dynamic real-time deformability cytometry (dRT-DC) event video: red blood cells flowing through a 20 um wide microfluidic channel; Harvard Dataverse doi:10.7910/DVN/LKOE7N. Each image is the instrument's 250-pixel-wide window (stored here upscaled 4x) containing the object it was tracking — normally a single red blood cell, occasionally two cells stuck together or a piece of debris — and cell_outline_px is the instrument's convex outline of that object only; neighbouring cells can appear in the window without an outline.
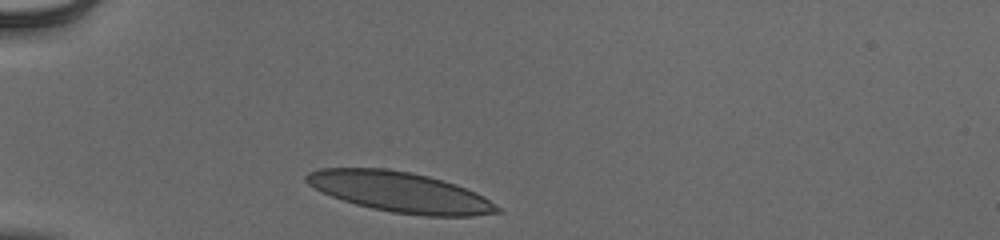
{"species": "human", "species_latin": "Homo sapiens", "temperature_condition": "cold", "stored_images_in_passage": 30, "camera_frame_rate_fps": 3000, "um_per_image_px": 0.085, "donor": {"sex": "male"}, "frame": {"image": 1, "passage_image": 1, "time_ms": 0.0, "image_size_px": [1000, 240], "cell_outline_px": [[504, 212], [472, 216], [424, 216], [392, 212], [372, 208], [356, 204], [332, 196], [308, 184], [304, 180], [304, 176], [308, 172], [320, 168], [388, 168], [412, 172], [444, 180], [456, 184], [476, 192], [484, 196], [504, 208]], "centroid_in_image_um": [34.08, 16.32], "position_along_channel_um": 50.9, "area_um2": 45.08}}
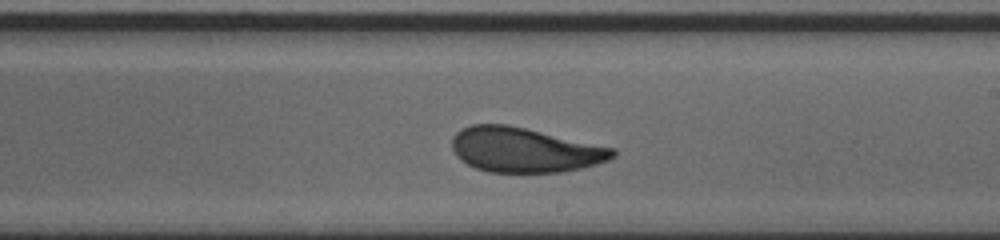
{"frame": {"image": 2, "passage_image": 18, "time_ms": 5.667, "image_size_px": [1000, 240], "cell_outline_px": [[616, 156], [608, 160], [596, 164], [580, 168], [560, 172], [488, 172], [476, 168], [460, 160], [456, 156], [452, 148], [452, 136], [460, 128], [472, 124], [508, 124], [616, 148]], "centroid_in_image_um": [44.57, 12.73], "position_along_channel_um": 244.4, "area_um2": 42.14}}
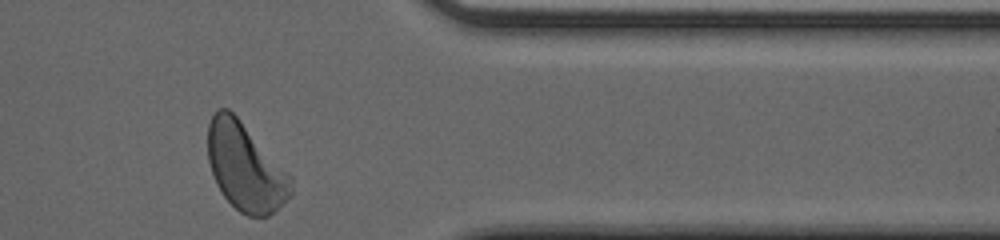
{"frame": {"image": 3, "passage_image": 30, "time_ms": 9.667, "image_size_px": [1000, 240], "cell_outline_px": [[292, 196], [268, 216], [248, 216], [240, 212], [224, 196], [216, 184], [208, 160], [208, 124], [212, 116], [220, 108], [228, 108], [240, 120], [292, 176]], "centroid_in_image_um": [20.87, 14.22], "position_along_channel_um": 390.5, "area_um2": 42.14}, "authors_computed_cell_mechanics": {"area_um2": 42.3674, "velocity_mm_per_s": 3.8923, "shape_relaxation_time_tau1_ms": 4.2363, "shape_relaxation_time_tau2_ms": 0.9806, "deformation_change_tau1": 0.1431, "deformation_change_tau2": 0.0644}}